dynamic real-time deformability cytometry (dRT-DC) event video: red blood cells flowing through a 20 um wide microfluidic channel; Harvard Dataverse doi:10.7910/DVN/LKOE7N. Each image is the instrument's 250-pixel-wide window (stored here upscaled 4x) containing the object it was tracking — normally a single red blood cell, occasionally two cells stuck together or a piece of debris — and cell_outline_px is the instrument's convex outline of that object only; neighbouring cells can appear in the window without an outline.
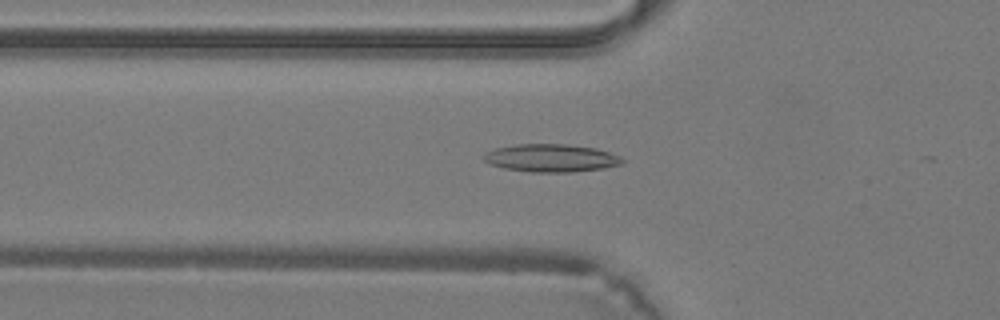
{"species": "common noctule bat (a hibernating species)", "species_latin": "Nyctalus noctula", "temperature_condition": "warm", "stored_images_in_passage": 21, "camera_frame_rate_fps": 3000, "um_per_image_px": 0.085, "animal": {"sex": "male", "body_mass_g": 19.2, "forearm_length_mm": 51.8}, "frame": {"image": 1, "passage_image": 15, "time_ms": 4.667, "image_size_px": [1000, 320], "cell_outline_px": [[624, 164], [604, 168], [572, 172], [532, 172], [504, 168], [492, 164], [484, 160], [484, 152], [496, 148], [516, 144], [568, 144], [596, 148], [620, 156], [624, 160]], "centroid_in_image_um": [46.87, 13.43], "position_along_channel_um": 78.9, "area_um2": 22.48}}
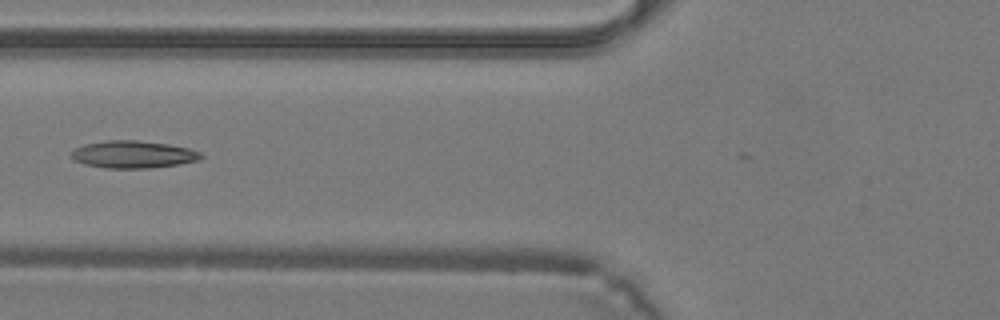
{"frame": {"image": 2, "passage_image": 17, "time_ms": 5.333, "image_size_px": [1000, 320], "cell_outline_px": [[204, 156], [200, 160], [180, 164], [152, 168], [104, 168], [84, 164], [72, 160], [72, 152], [76, 148], [84, 144], [108, 140], [136, 140], [168, 144], [188, 148], [200, 152]], "centroid_in_image_um": [11.33, 13.13], "position_along_channel_um": 114.5, "area_um2": 20.75}}
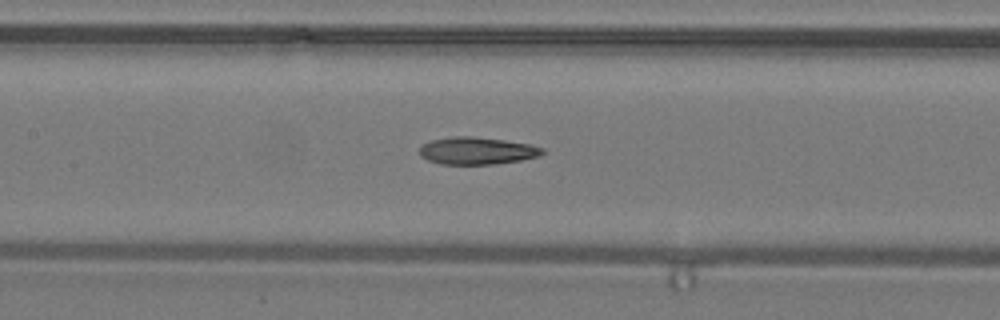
{"frame": {"image": 3, "passage_image": 20, "time_ms": 6.333, "image_size_px": [1000, 320], "cell_outline_px": [[544, 152], [540, 156], [520, 160], [496, 164], [440, 164], [428, 160], [420, 156], [420, 148], [424, 144], [432, 140], [452, 136], [472, 136], [504, 140], [528, 144], [544, 148]], "centroid_in_image_um": [40.54, 12.82], "position_along_channel_um": 166.9, "area_um2": 19.48}}